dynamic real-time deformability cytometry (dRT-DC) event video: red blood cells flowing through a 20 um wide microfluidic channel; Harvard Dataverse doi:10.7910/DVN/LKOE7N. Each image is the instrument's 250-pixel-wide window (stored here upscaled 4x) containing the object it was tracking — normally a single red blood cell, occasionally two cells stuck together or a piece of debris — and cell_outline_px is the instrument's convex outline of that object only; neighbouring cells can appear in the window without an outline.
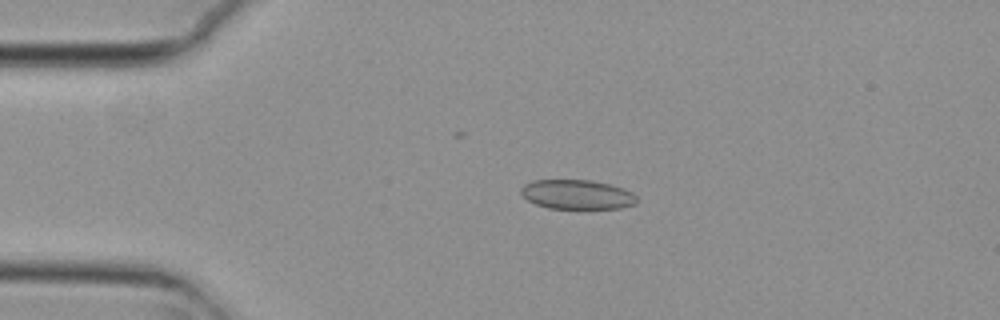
{"species": "common noctule bat (a hibernating species)", "species_latin": "Nyctalus noctula", "temperature_condition": "cold", "stored_images_in_passage": 2, "camera_frame_rate_fps": 3000, "um_per_image_px": 0.085, "animal": {"sex": "female", "body_mass_g": 29.2, "forearm_length_mm": 56.3}, "frame": {"image": 1, "passage_image": 1, "time_ms": 0.0, "image_size_px": [1000, 320], "cell_outline_px": [[636, 204], [620, 208], [548, 208], [536, 204], [528, 200], [520, 192], [520, 188], [524, 184], [532, 180], [592, 180], [624, 188], [632, 192], [636, 196]], "centroid_in_image_um": [49.04, 16.52], "position_along_channel_um": 36.0, "area_um2": 19.83}}